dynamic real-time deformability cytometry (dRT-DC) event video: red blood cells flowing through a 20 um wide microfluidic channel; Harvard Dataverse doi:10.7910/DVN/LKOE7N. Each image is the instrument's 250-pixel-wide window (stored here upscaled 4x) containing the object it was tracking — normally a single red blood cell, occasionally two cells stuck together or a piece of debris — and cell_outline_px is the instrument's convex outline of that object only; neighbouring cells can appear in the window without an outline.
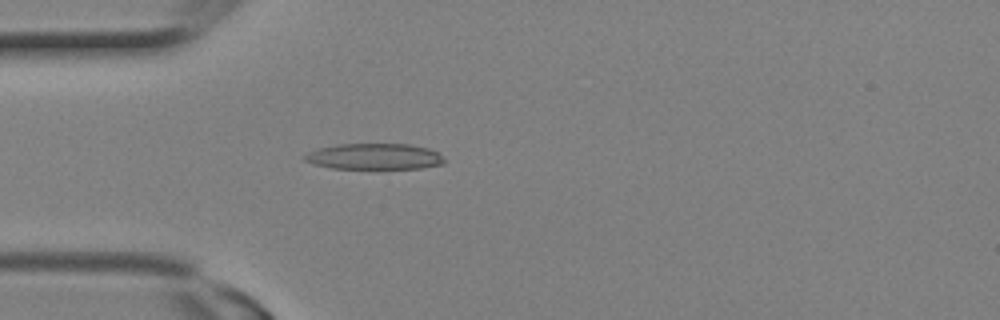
{"species": "Egyptian fruit bat (a non-hibernating species)", "species_latin": "Rousettus aegyptiacus", "temperature_condition": "room temperature", "stored_images_in_passage": 5, "camera_frame_rate_fps": 3000, "um_per_image_px": 0.085, "animal": {"sex": "female"}, "frame": {"image": 1, "passage_image": 3, "time_ms": 0.667, "image_size_px": [1000, 320], "cell_outline_px": [[444, 164], [420, 168], [332, 168], [316, 164], [304, 160], [300, 156], [308, 152], [320, 148], [336, 144], [408, 144], [428, 148], [444, 156]], "centroid_in_image_um": [31.82, 13.29], "position_along_channel_um": 53.2, "area_um2": 21.04}}
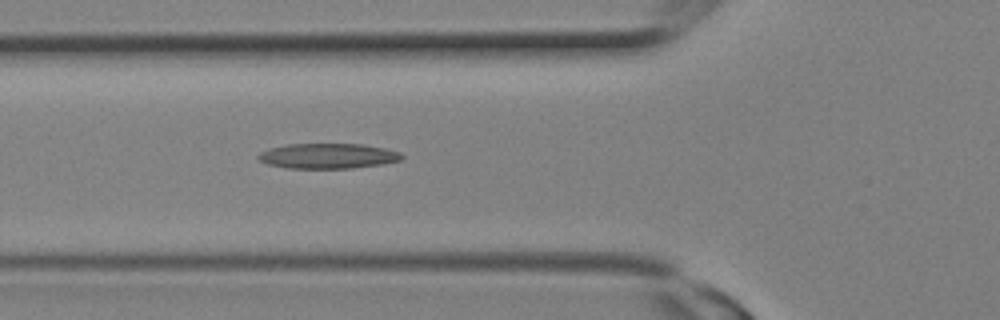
{"frame": {"image": 2, "passage_image": 5, "time_ms": 1.333, "image_size_px": [1000, 320], "cell_outline_px": [[404, 156], [400, 160], [384, 164], [352, 168], [288, 168], [268, 164], [260, 160], [256, 156], [260, 152], [272, 148], [288, 144], [364, 144], [384, 148], [400, 152]], "centroid_in_image_um": [27.9, 13.26], "position_along_channel_um": 97.9, "area_um2": 20.98}}